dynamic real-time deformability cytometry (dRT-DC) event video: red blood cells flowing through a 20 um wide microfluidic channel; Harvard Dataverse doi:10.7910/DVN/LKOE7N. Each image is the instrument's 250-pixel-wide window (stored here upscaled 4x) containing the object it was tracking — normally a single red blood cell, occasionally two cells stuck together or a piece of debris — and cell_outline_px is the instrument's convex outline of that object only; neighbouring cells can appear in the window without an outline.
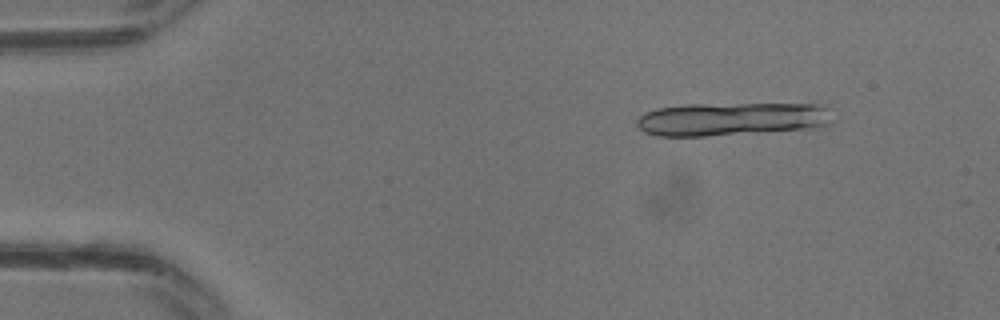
{"species": "common noctule bat (a hibernating species)", "species_latin": "Nyctalus noctula", "temperature_condition": "warm", "stored_images_in_passage": 11, "camera_frame_rate_fps": 3000, "um_per_image_px": 0.085, "animal": {"sex": "male", "body_mass_g": 13.3}, "frame": {"image": 1, "passage_image": 4, "time_ms": 1.0, "image_size_px": [1000, 320], "cell_outline_px": [[836, 120], [828, 124], [816, 128], [704, 136], [656, 136], [644, 132], [636, 124], [636, 120], [644, 112], [656, 108], [680, 104], [828, 104]], "centroid_in_image_um": [62.25, 10.1], "position_along_channel_um": 22.7, "area_um2": 38.67}}